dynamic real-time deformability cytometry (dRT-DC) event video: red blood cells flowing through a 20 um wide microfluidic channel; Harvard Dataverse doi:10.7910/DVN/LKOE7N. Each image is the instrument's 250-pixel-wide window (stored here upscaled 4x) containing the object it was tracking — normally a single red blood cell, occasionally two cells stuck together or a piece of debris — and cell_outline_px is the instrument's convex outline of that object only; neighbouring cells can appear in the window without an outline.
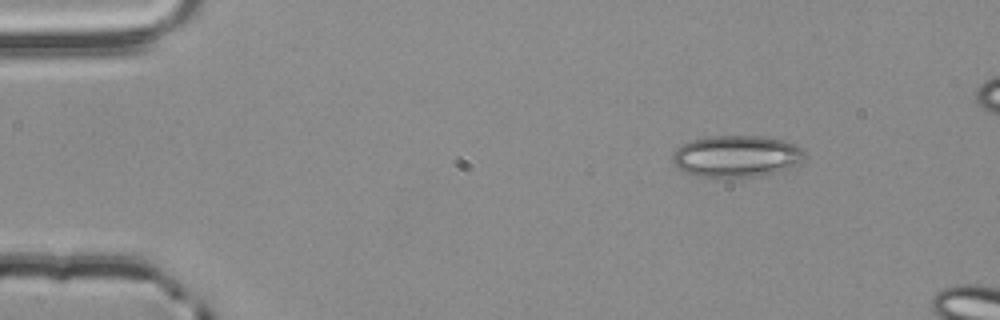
{"species": "common noctule bat (a hibernating species)", "species_latin": "Nyctalus noctula", "temperature_condition": "room temperature", "stored_images_in_passage": 3, "camera_frame_rate_fps": 3000, "um_per_image_px": 0.085, "animal": {"sex": "male", "body_mass_g": 20.4}, "frame": {"image": 1, "passage_image": 1, "time_ms": 0.0, "image_size_px": [1000, 320], "cell_outline_px": [[804, 156], [800, 160], [788, 168], [756, 176], [696, 176], [684, 172], [672, 160], [672, 152], [676, 148], [692, 140], [708, 136], [760, 136], [784, 140], [800, 148], [804, 152]], "centroid_in_image_um": [62.54, 13.26], "position_along_channel_um": 22.5, "area_um2": 31.39}}